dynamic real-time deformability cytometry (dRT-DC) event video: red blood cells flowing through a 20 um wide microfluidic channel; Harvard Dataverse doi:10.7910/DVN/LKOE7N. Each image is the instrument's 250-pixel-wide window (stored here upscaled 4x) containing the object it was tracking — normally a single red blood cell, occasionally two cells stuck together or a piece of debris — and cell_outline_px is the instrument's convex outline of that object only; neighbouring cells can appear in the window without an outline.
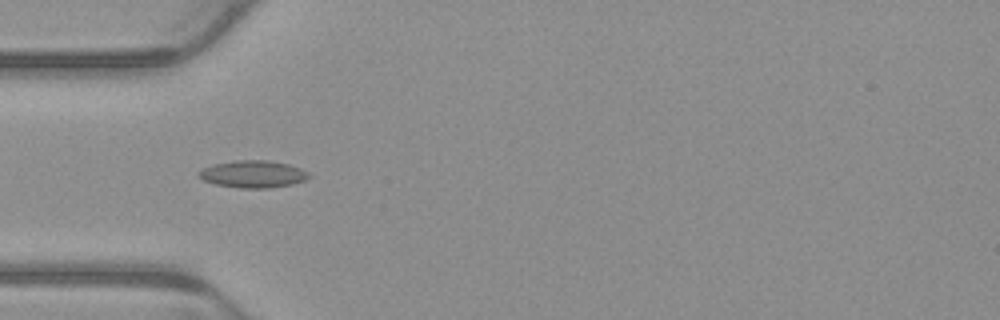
{"species": "common noctule bat (a hibernating species)", "species_latin": "Nyctalus noctula", "temperature_condition": "warm", "stored_images_in_passage": 4, "camera_frame_rate_fps": 3000, "um_per_image_px": 0.085, "animal": {"sex": "male", "body_mass_g": 23.1, "forearm_length_mm": 52.7}, "frame": {"image": 1, "passage_image": 4, "time_ms": 1.0, "image_size_px": [1000, 320], "cell_outline_px": [[312, 176], [304, 180], [292, 184], [268, 188], [240, 188], [216, 184], [204, 180], [196, 176], [196, 172], [204, 168], [216, 164], [232, 160], [268, 160], [288, 164], [300, 168], [308, 172]], "centroid_in_image_um": [21.5, 14.79], "position_along_channel_um": 63.5, "area_um2": 17.46}}